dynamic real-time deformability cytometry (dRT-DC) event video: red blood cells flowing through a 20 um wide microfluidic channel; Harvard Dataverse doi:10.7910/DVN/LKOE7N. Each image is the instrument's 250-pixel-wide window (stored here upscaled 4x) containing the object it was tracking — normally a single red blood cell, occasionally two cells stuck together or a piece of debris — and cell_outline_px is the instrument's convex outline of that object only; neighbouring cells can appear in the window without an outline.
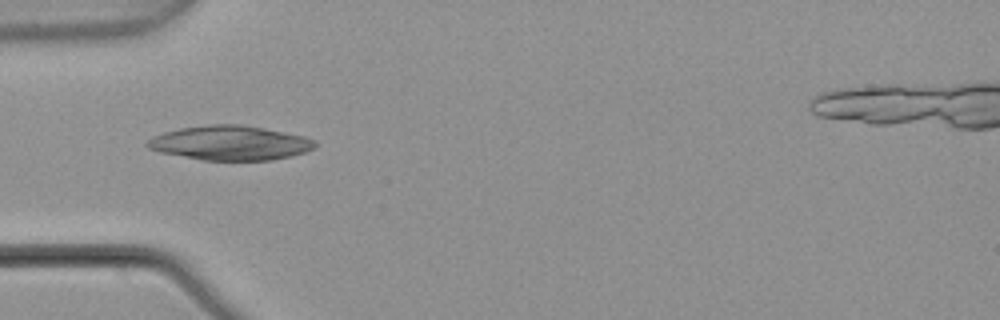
{"species": "common noctule bat (a hibernating species)", "species_latin": "Nyctalus noctula", "temperature_condition": "warm", "stored_images_in_passage": 7, "camera_frame_rate_fps": 3000, "um_per_image_px": 0.085, "animal": {"sex": "male", "body_mass_g": 21.5, "forearm_length_mm": 52.0}, "frame": {"image": 1, "passage_image": 5, "time_ms": 1.333, "image_size_px": [1000, 320], "cell_outline_px": [[316, 144], [312, 148], [304, 152], [272, 160], [204, 160], [160, 152], [148, 148], [144, 144], [148, 140], [164, 132], [180, 128], [208, 124], [240, 124], [264, 128], [304, 136], [316, 140]], "centroid_in_image_um": [19.55, 12.14], "position_along_channel_um": 65.5, "area_um2": 33.41}}
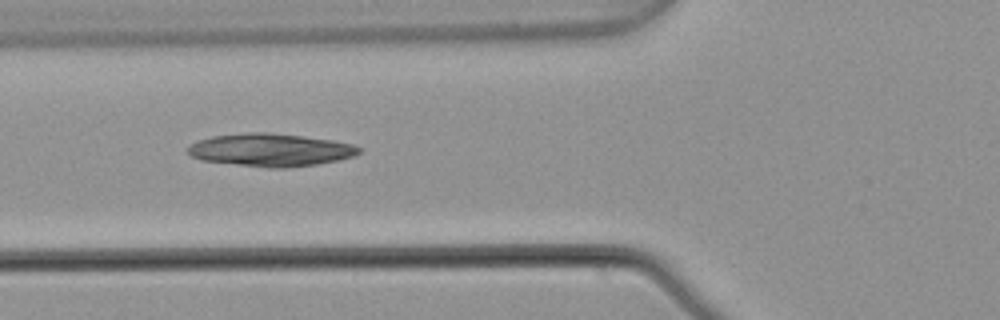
{"frame": {"image": 2, "passage_image": 6, "time_ms": 1.667, "image_size_px": [1000, 320], "cell_outline_px": [[360, 152], [352, 156], [336, 160], [316, 164], [284, 168], [268, 168], [200, 160], [192, 156], [188, 152], [188, 144], [212, 136], [248, 132], [268, 132], [332, 140], [352, 144], [360, 148]], "centroid_in_image_um": [22.95, 12.74], "position_along_channel_um": 102.9, "area_um2": 32.48}}
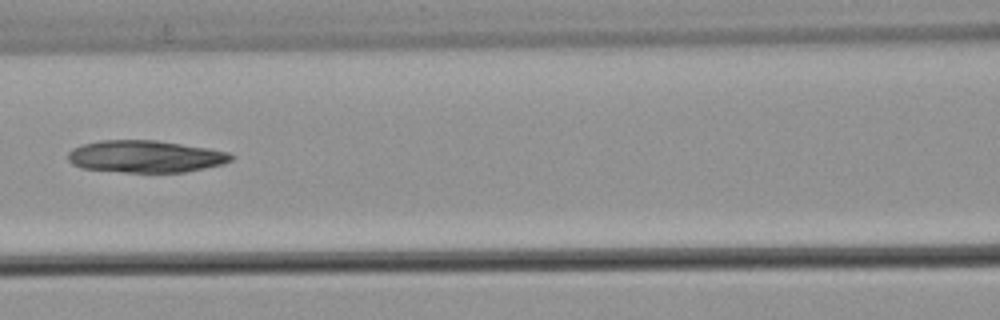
{"frame": {"image": 3, "passage_image": 7, "time_ms": 2.0, "image_size_px": [1000, 320], "cell_outline_px": [[236, 156], [232, 160], [224, 164], [184, 172], [124, 172], [84, 168], [72, 164], [68, 160], [68, 152], [72, 148], [84, 144], [100, 140], [156, 140], [208, 148], [228, 152]], "centroid_in_image_um": [12.38, 13.3], "position_along_channel_um": 154.2, "area_um2": 30.52}}